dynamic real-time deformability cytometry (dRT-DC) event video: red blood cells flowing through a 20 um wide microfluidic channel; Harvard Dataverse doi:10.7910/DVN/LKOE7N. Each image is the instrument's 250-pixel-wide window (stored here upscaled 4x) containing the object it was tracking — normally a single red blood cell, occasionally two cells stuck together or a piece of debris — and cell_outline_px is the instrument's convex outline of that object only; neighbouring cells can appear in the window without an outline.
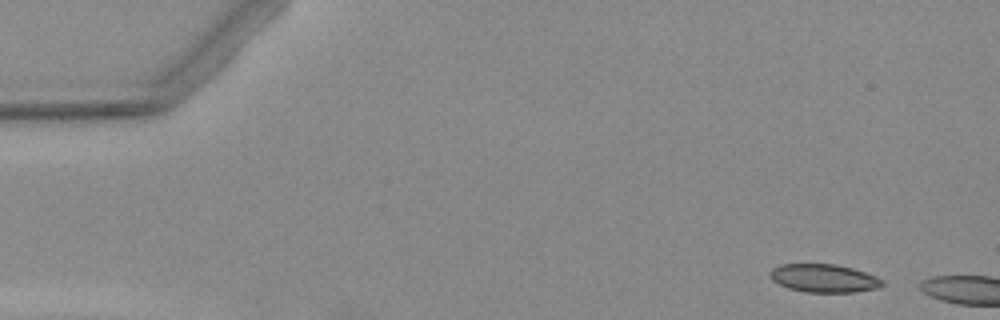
{"species": "Egyptian fruit bat (a non-hibernating species)", "species_latin": "Rousettus aegyptiacus", "temperature_condition": "warm", "stored_images_in_passage": 5, "camera_frame_rate_fps": 3000, "um_per_image_px": 0.085, "animal": {"sex": "female"}, "frame": {"image": 1, "passage_image": 1, "time_ms": 0.0, "image_size_px": [1000, 320], "cell_outline_px": [[884, 284], [880, 288], [852, 292], [804, 292], [788, 288], [772, 280], [772, 268], [780, 264], [836, 264], [852, 268], [876, 276], [884, 280]], "centroid_in_image_um": [70.07, 23.65], "position_along_channel_um": 14.9, "area_um2": 18.38}}